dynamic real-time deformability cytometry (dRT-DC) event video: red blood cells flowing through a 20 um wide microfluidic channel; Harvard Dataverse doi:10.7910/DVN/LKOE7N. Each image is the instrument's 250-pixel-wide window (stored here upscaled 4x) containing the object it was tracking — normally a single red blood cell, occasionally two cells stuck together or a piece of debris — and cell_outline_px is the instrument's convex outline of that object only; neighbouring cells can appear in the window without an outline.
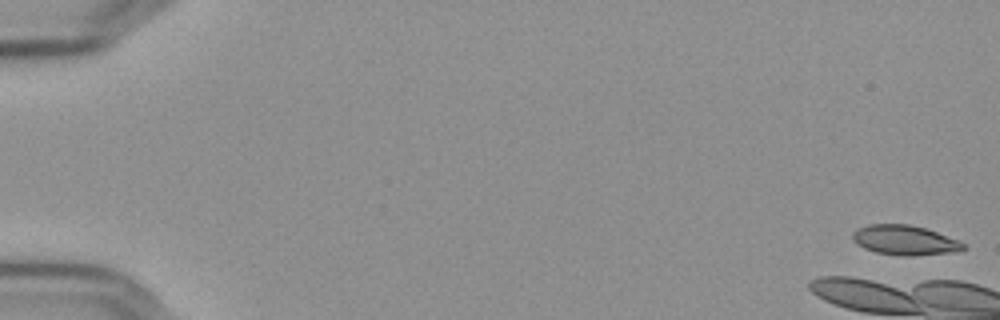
{"species": "Egyptian fruit bat (a non-hibernating species)", "species_latin": "Rousettus aegyptiacus", "temperature_condition": "cold", "stored_images_in_passage": 8, "camera_frame_rate_fps": 3000, "um_per_image_px": 0.085, "frame": {"image": 1, "passage_image": 1, "time_ms": 0.0, "image_size_px": [1000, 320], "cell_outline_px": [[964, 248], [952, 252], [912, 256], [900, 256], [876, 252], [864, 248], [856, 244], [852, 240], [852, 232], [856, 228], [868, 224], [908, 224], [924, 228], [936, 232], [956, 240], [964, 244]], "centroid_in_image_um": [76.8, 20.41], "position_along_channel_um": 8.2, "area_um2": 19.07}}